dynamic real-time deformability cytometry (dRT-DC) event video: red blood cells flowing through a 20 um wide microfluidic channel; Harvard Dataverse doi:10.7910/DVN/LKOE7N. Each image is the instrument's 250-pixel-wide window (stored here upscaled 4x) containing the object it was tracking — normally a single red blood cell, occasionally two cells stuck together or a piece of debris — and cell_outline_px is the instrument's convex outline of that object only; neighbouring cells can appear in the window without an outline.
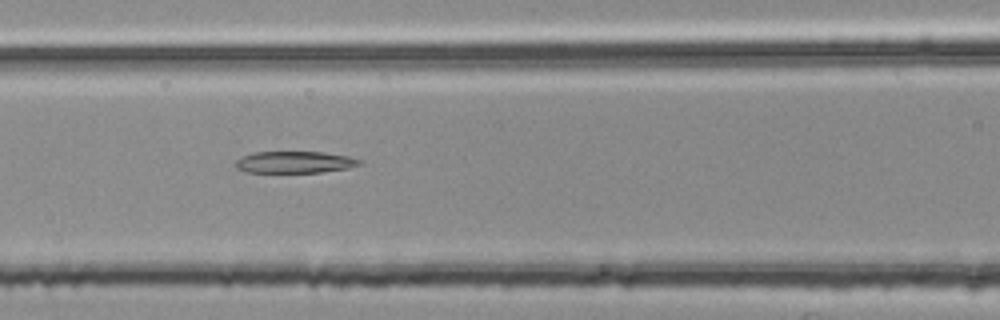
{"species": "common noctule bat (a hibernating species)", "species_latin": "Nyctalus noctula", "temperature_condition": "room temperature", "stored_images_in_passage": 22, "segment_of_instrument_passage": [2, 2], "camera_frame_rate_fps": 3000, "um_per_image_px": 0.085, "animal": {"sex": "female", "body_mass_g": 25.1}, "frame": {"image": 1, "passage_image": 16, "time_ms": 5.0, "image_size_px": [1000, 320], "cell_outline_px": [[364, 160], [360, 164], [348, 168], [320, 172], [248, 172], [236, 168], [236, 160], [240, 156], [252, 152], [324, 152], [348, 156]], "centroid_in_image_um": [25.04, 13.77], "position_along_channel_um": 141.6, "area_um2": 15.72}}
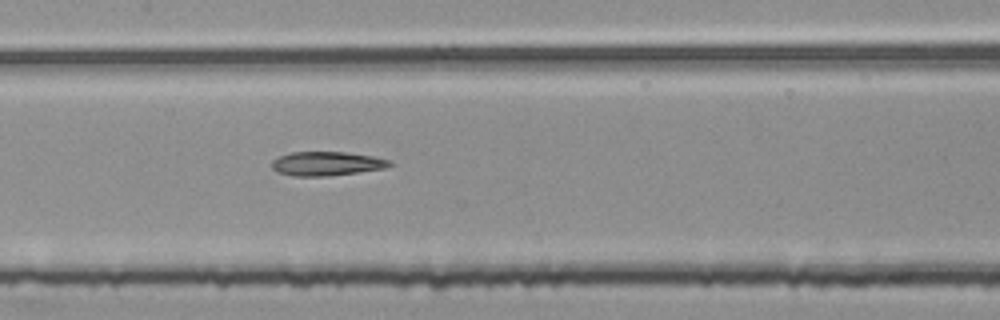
{"frame": {"image": 2, "passage_image": 19, "time_ms": 6.0, "image_size_px": [1000, 320], "cell_outline_px": [[392, 164], [384, 168], [356, 172], [324, 176], [292, 176], [276, 172], [272, 168], [272, 160], [280, 156], [292, 152], [344, 152], [372, 156], [392, 160]], "centroid_in_image_um": [27.73, 13.9], "position_along_channel_um": 179.7, "area_um2": 16.36}}
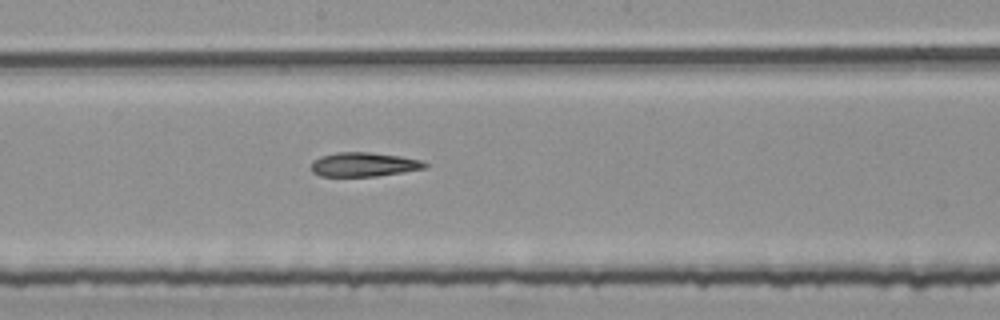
{"frame": {"image": 3, "passage_image": 22, "time_ms": 7.0, "image_size_px": [1000, 320], "cell_outline_px": [[428, 164], [424, 168], [376, 176], [320, 176], [312, 172], [312, 160], [320, 156], [336, 152], [368, 152], [400, 156], [420, 160]], "centroid_in_image_um": [30.86, 13.97], "position_along_channel_um": 217.3, "area_um2": 15.84}}